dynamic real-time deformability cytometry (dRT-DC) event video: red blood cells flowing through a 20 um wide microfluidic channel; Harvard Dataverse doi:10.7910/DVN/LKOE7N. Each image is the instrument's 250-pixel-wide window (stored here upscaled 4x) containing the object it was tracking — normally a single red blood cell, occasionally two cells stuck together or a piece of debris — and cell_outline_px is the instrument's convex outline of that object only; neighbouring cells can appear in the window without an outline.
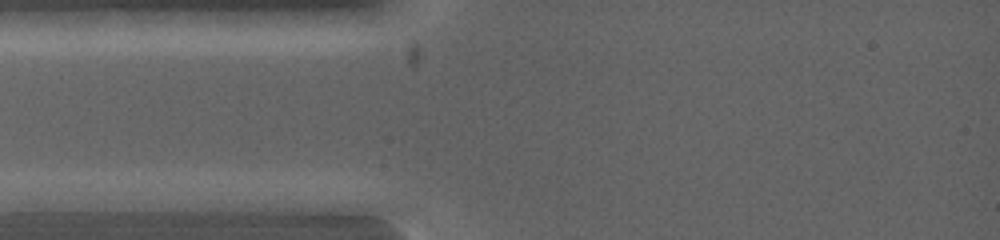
{"species": "common noctule bat (a hibernating species)", "species_latin": "Nyctalus noctula", "temperature_condition": "warm", "stored_images_in_passage": 3, "camera_frame_rate_fps": 5000, "um_per_image_px": 0.085, "animal": {"sex": "female", "body_mass_g": 19.0, "forearm_length_mm": 53.3}, "frame": {"image": 1, "passage_image": 1, "time_ms": 0.0, "image_size_px": [1000, 240], "cell_outline_px": [[116, 200], [108, 212], [68, 216], [16, 212], [12, 200], [24, 192], [104, 192]], "centroid_in_image_um": [5.39, 17.27], "position_along_channel_um": 79.6, "area_um2": 15.14}}